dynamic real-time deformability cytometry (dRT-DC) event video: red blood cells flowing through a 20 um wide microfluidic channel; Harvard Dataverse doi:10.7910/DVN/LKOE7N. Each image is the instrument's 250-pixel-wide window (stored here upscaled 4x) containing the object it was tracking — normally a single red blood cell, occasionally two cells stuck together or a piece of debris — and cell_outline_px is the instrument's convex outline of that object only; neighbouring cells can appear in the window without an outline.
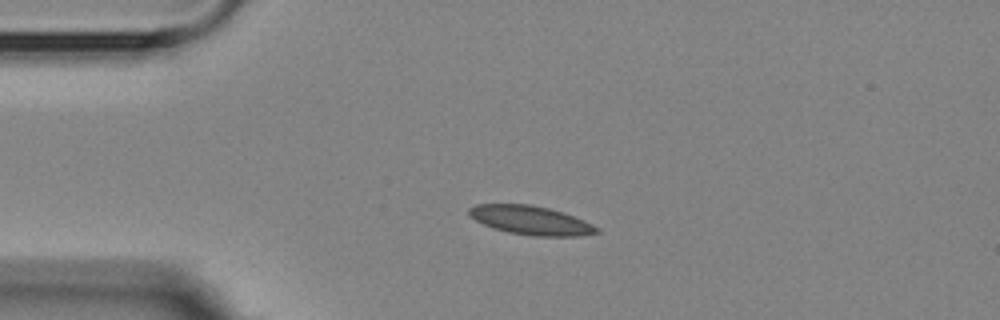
{"species": "Egyptian fruit bat (a non-hibernating species)", "species_latin": "Rousettus aegyptiacus", "temperature_condition": "room temperature", "stored_images_in_passage": 3, "camera_frame_rate_fps": 3000, "um_per_image_px": 0.085, "animal": {"sex": "female"}, "frame": {"image": 1, "passage_image": 3, "time_ms": 2.333, "image_size_px": [1000, 320], "cell_outline_px": [[600, 232], [580, 236], [532, 236], [508, 232], [492, 228], [468, 216], [468, 208], [476, 204], [528, 204], [548, 208], [564, 212], [576, 216], [600, 228]], "centroid_in_image_um": [45.13, 18.72], "position_along_channel_um": 39.9, "area_um2": 21.68}}